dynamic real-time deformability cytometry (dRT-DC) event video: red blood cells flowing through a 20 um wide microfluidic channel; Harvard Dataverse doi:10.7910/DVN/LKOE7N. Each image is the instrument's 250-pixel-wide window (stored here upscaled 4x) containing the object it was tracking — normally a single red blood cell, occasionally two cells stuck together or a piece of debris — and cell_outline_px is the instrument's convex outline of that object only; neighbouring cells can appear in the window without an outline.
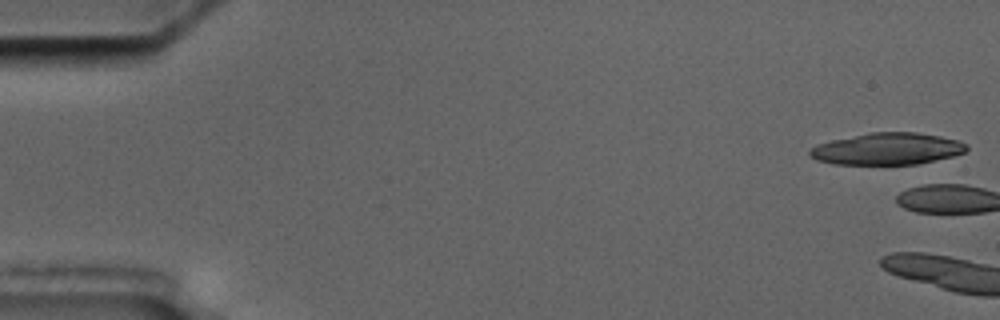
{"species": "common noctule bat (a hibernating species)", "species_latin": "Nyctalus noctula", "temperature_condition": "cold", "stored_images_in_passage": 2, "camera_frame_rate_fps": 3000, "um_per_image_px": 0.085, "animal": {"sex": "male", "body_mass_g": 17.5, "forearm_length_mm": 52.3}, "frame": {"image": 1, "passage_image": 1, "time_ms": 0.0, "image_size_px": [1000, 320], "cell_outline_px": [[968, 148], [964, 152], [952, 156], [916, 164], [832, 164], [816, 160], [808, 156], [808, 152], [816, 144], [832, 140], [872, 132], [916, 132], [940, 136], [960, 140], [968, 144]], "centroid_in_image_um": [75.41, 12.65], "position_along_channel_um": 9.6, "area_um2": 29.07}}